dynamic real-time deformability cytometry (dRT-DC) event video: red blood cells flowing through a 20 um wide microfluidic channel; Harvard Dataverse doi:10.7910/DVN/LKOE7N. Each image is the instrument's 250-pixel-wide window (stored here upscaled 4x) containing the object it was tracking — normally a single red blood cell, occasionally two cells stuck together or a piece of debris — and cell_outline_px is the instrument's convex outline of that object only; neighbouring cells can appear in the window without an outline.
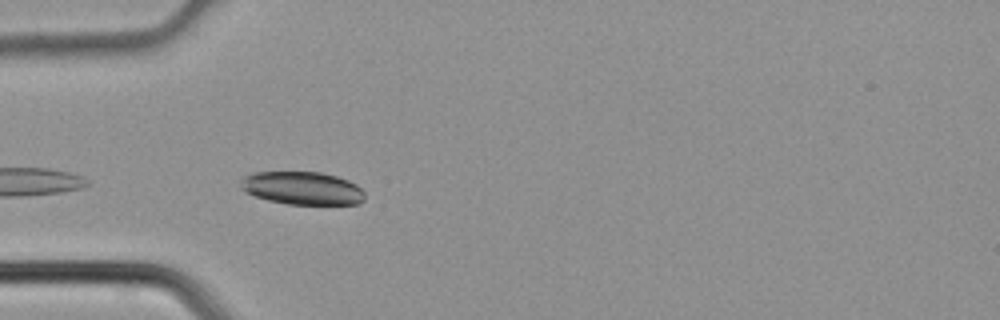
{"species": "common noctule bat (a hibernating species)", "species_latin": "Nyctalus noctula", "temperature_condition": "cold", "stored_images_in_passage": 3, "camera_frame_rate_fps": 3000, "um_per_image_px": 0.085, "animal": {"sex": "male", "body_mass_g": 21.5, "forearm_length_mm": 52.0}, "frame": {"image": 1, "passage_image": 3, "time_ms": 0.667, "image_size_px": [1000, 320], "cell_outline_px": [[364, 200], [360, 204], [288, 204], [268, 200], [244, 192], [240, 188], [240, 180], [244, 176], [256, 172], [320, 172], [336, 176], [348, 180], [356, 184], [364, 192]], "centroid_in_image_um": [25.69, 15.99], "position_along_channel_um": 59.3, "area_um2": 23.93}}